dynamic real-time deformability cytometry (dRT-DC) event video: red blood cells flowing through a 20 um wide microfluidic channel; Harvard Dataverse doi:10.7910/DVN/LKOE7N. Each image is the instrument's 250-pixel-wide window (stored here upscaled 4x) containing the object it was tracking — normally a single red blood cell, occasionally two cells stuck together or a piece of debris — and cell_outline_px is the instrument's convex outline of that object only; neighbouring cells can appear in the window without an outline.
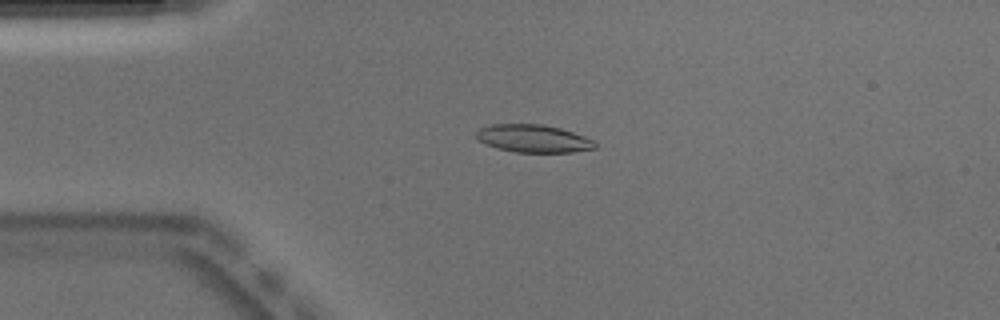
{"species": "Egyptian fruit bat (a non-hibernating species)", "species_latin": "Rousettus aegyptiacus", "temperature_condition": "warm", "stored_images_in_passage": 41, "segment_of_instrument_passage": [1, 2], "camera_frame_rate_fps": 3000, "um_per_image_px": 0.085, "animal": {"sex": "male"}, "frame": {"image": 1, "passage_image": 2, "time_ms": 0.333, "image_size_px": [1000, 320], "cell_outline_px": [[596, 148], [572, 152], [516, 152], [496, 148], [480, 140], [476, 136], [476, 132], [480, 128], [492, 124], [544, 124], [560, 128], [596, 140]], "centroid_in_image_um": [45.37, 11.77], "position_along_channel_um": 39.6, "area_um2": 19.13}}
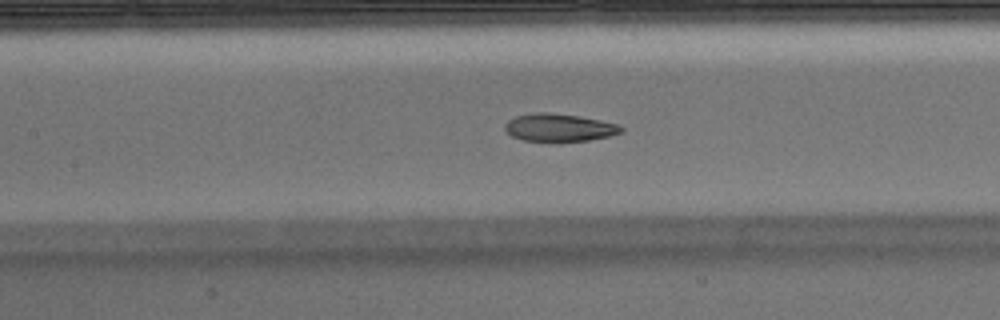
{"frame": {"image": 2, "passage_image": 13, "time_ms": 4.0, "image_size_px": [1000, 320], "cell_outline_px": [[624, 128], [620, 132], [608, 136], [588, 140], [560, 144], [556, 144], [524, 140], [512, 136], [504, 128], [504, 124], [508, 120], [516, 116], [536, 112], [544, 112], [576, 116], [600, 120], [616, 124]], "centroid_in_image_um": [47.48, 10.89], "position_along_channel_um": 159.9, "area_um2": 19.13}}
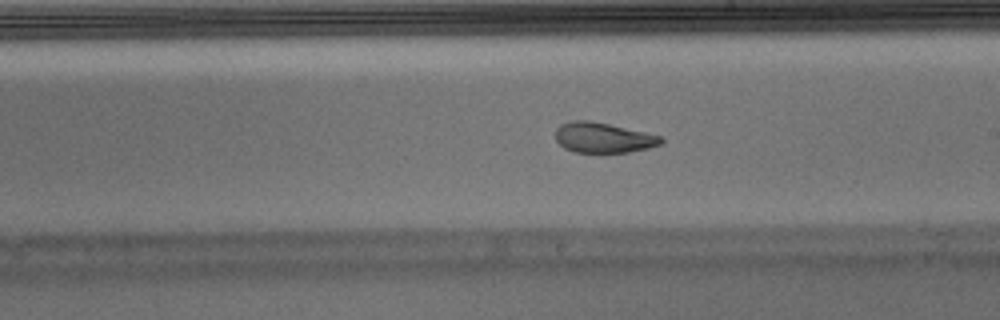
{"frame": {"image": 3, "passage_image": 19, "time_ms": 6.0, "image_size_px": [1000, 320], "cell_outline_px": [[664, 140], [660, 144], [648, 148], [628, 152], [576, 152], [564, 148], [556, 140], [556, 128], [560, 124], [572, 120], [588, 120], [608, 124], [644, 132], [660, 136]], "centroid_in_image_um": [51.24, 11.7], "position_along_channel_um": 237.8, "area_um2": 18.38}}